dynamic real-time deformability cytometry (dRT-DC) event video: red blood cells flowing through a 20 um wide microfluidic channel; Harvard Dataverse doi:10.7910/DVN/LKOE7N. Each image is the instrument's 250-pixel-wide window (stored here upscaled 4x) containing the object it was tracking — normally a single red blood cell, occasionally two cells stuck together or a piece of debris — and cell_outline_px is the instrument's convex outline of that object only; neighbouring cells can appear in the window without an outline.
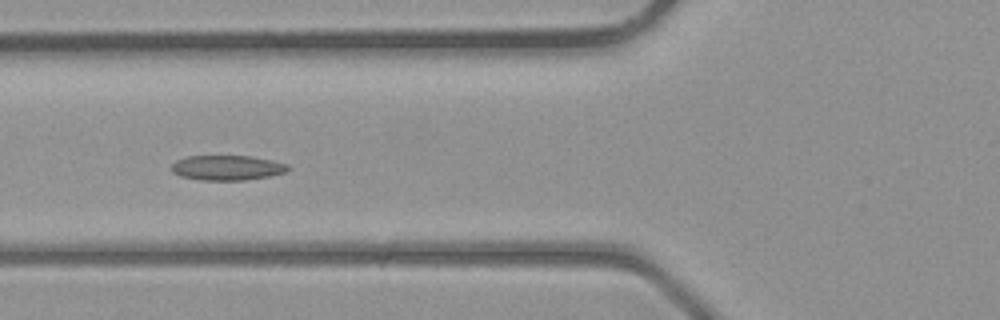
{"species": "common noctule bat (a hibernating species)", "species_latin": "Nyctalus noctula", "temperature_condition": "room temperature", "stored_images_in_passage": 28, "camera_frame_rate_fps": 3000, "um_per_image_px": 0.085, "animal": {"sex": "male", "body_mass_g": 23.1, "forearm_length_mm": 52.7}, "frame": {"image": 1, "passage_image": 5, "time_ms": 1.333, "image_size_px": [1000, 320], "cell_outline_px": [[292, 168], [288, 172], [268, 176], [244, 180], [204, 180], [180, 176], [172, 172], [172, 164], [176, 160], [188, 156], [252, 156], [272, 160], [288, 164]], "centroid_in_image_um": [19.35, 14.25], "position_along_channel_um": 106.4, "area_um2": 16.99}}
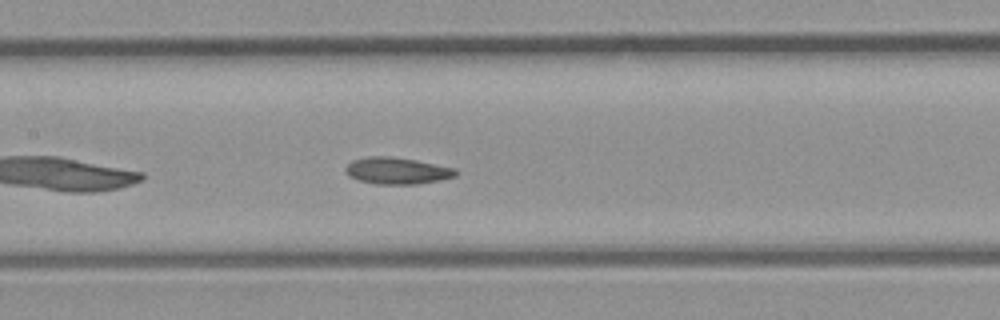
{"frame": {"image": 2, "passage_image": 9, "time_ms": 2.667, "image_size_px": [1000, 320], "cell_outline_px": [[460, 172], [456, 176], [440, 180], [416, 184], [376, 184], [356, 180], [348, 176], [344, 172], [344, 168], [352, 160], [368, 156], [392, 156], [416, 160], [456, 168]], "centroid_in_image_um": [33.73, 14.51], "position_along_channel_um": 173.7, "area_um2": 17.46}}
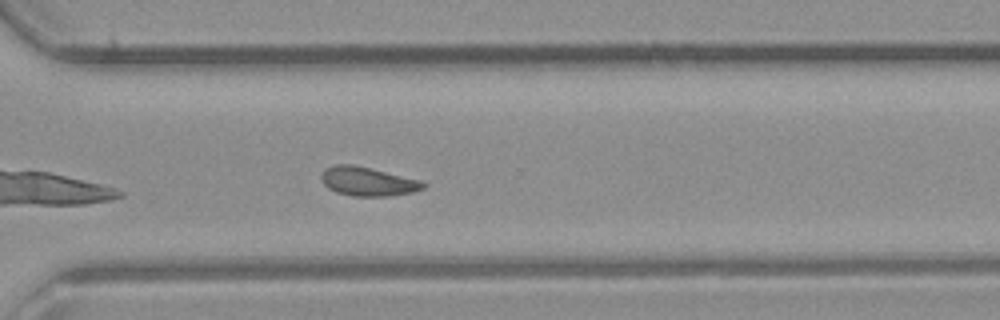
{"frame": {"image": 3, "passage_image": 19, "time_ms": 6.0, "image_size_px": [1000, 320], "cell_outline_px": [[428, 184], [424, 188], [412, 192], [392, 196], [352, 196], [336, 192], [328, 188], [320, 180], [320, 176], [324, 168], [336, 164], [352, 164], [420, 180]], "centroid_in_image_um": [31.23, 15.43], "position_along_channel_um": 339.4, "area_um2": 17.22}}